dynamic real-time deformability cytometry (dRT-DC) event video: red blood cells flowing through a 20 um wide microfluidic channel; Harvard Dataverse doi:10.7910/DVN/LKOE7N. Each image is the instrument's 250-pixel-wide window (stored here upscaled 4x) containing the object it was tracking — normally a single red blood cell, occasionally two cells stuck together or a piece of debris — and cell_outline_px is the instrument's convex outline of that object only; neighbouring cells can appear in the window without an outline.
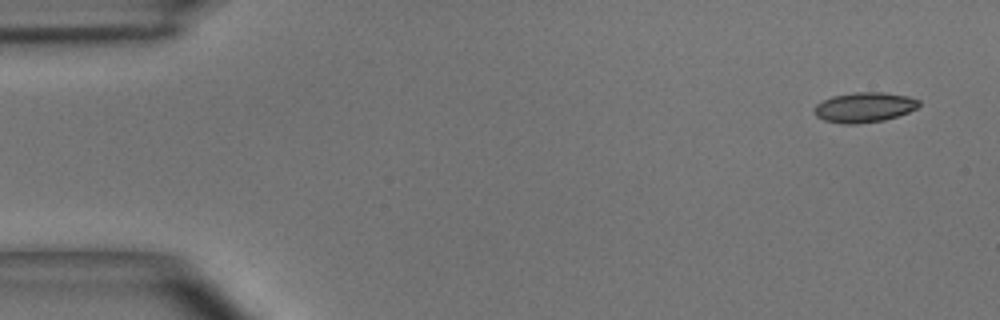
{"species": "common noctule bat (a hibernating species)", "species_latin": "Nyctalus noctula", "temperature_condition": "room temperature", "stored_images_in_passage": 4, "camera_frame_rate_fps": 3000, "um_per_image_px": 0.085, "animal": {"sex": "male", "body_mass_g": 15.6}, "frame": {"image": 1, "passage_image": 1, "time_ms": 0.0, "image_size_px": [1000, 320], "cell_outline_px": [[920, 104], [916, 108], [908, 112], [884, 120], [856, 124], [844, 124], [824, 120], [816, 116], [812, 108], [816, 104], [832, 96], [856, 92], [880, 92], [908, 96], [920, 100]], "centroid_in_image_um": [73.44, 9.12], "position_along_channel_um": 11.6, "area_um2": 18.26}}
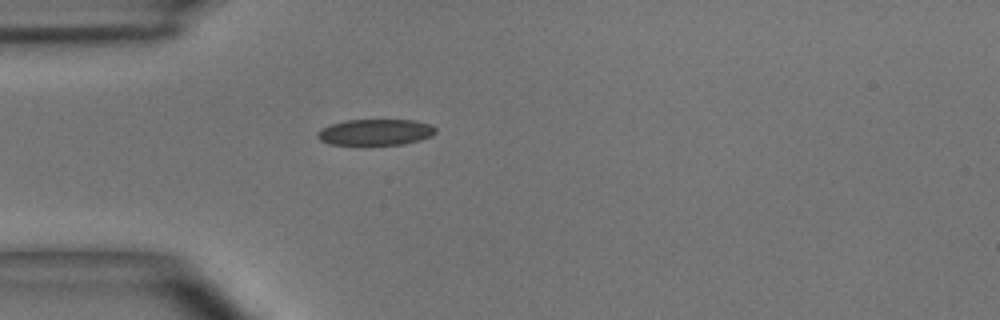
{"frame": {"image": 2, "passage_image": 4, "time_ms": 1.0, "image_size_px": [1000, 320], "cell_outline_px": [[436, 132], [432, 136], [420, 140], [404, 144], [364, 148], [328, 144], [320, 140], [316, 136], [316, 132], [320, 128], [344, 120], [416, 120], [432, 124], [436, 128]], "centroid_in_image_um": [31.87, 11.29], "position_along_channel_um": 53.1, "area_um2": 19.19}}